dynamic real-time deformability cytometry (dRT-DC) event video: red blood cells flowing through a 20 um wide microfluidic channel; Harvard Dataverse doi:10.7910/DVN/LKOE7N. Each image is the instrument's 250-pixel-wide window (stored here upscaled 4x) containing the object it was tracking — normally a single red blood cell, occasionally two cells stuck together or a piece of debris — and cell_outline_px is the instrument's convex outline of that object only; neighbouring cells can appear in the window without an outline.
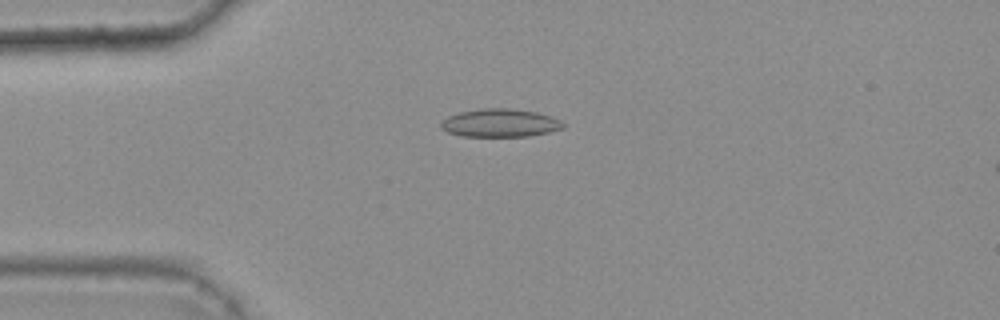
{"species": "common noctule bat (a hibernating species)", "species_latin": "Nyctalus noctula", "temperature_condition": "warm", "stored_images_in_passage": 39, "camera_frame_rate_fps": 3000, "um_per_image_px": 0.085, "animal": {"sex": "female", "body_mass_g": 25.1}, "frame": {"image": 1, "passage_image": 4, "time_ms": 1.0, "image_size_px": [1000, 320], "cell_outline_px": [[564, 128], [548, 132], [528, 136], [460, 136], [448, 132], [440, 128], [440, 124], [448, 116], [460, 112], [480, 108], [512, 108], [536, 112], [560, 120], [564, 124]], "centroid_in_image_um": [42.48, 10.45], "position_along_channel_um": 42.5, "area_um2": 19.94}}
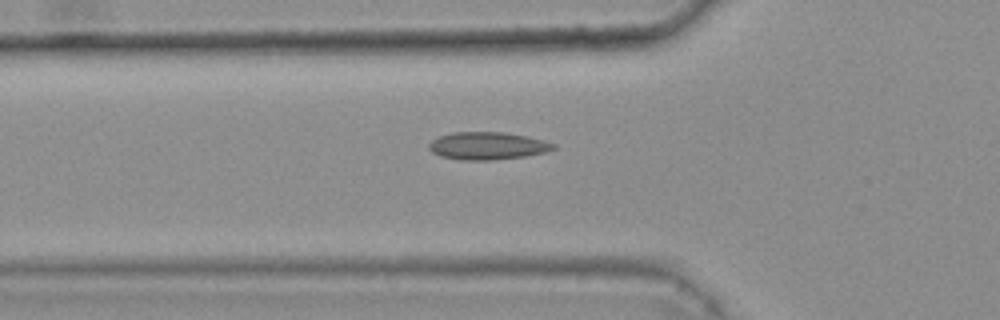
{"frame": {"image": 2, "passage_image": 9, "time_ms": 2.667, "image_size_px": [1000, 320], "cell_outline_px": [[556, 148], [544, 152], [524, 156], [492, 160], [460, 160], [440, 156], [432, 152], [428, 148], [428, 144], [432, 140], [440, 136], [452, 132], [504, 132], [528, 136], [544, 140], [556, 144]], "centroid_in_image_um": [41.43, 12.39], "position_along_channel_um": 84.4, "area_um2": 20.06}}
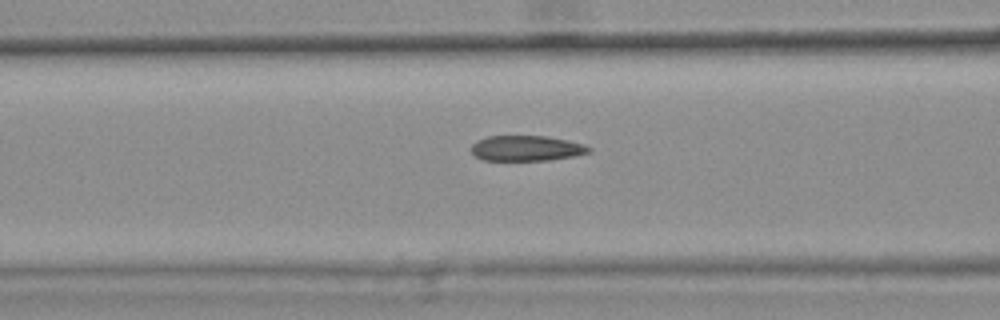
{"frame": {"image": 3, "passage_image": 12, "time_ms": 3.667, "image_size_px": [1000, 320], "cell_outline_px": [[592, 152], [572, 156], [548, 160], [484, 160], [472, 156], [468, 148], [476, 140], [488, 136], [544, 136], [568, 140], [584, 144], [592, 148]], "centroid_in_image_um": [44.69, 12.6], "position_along_channel_um": 121.9, "area_um2": 17.63}, "authors_computed_cell_mechanics": {"area_um2": 18.6116, "velocity_mm_per_s": 3.7031, "shape_relaxation_time_tau1_ms": 10.8923, "shape_relaxation_time_tau2_ms": 1.6102, "deformation_change_tau1": 0.2153, "deformation_change_tau2": 0.0927}}